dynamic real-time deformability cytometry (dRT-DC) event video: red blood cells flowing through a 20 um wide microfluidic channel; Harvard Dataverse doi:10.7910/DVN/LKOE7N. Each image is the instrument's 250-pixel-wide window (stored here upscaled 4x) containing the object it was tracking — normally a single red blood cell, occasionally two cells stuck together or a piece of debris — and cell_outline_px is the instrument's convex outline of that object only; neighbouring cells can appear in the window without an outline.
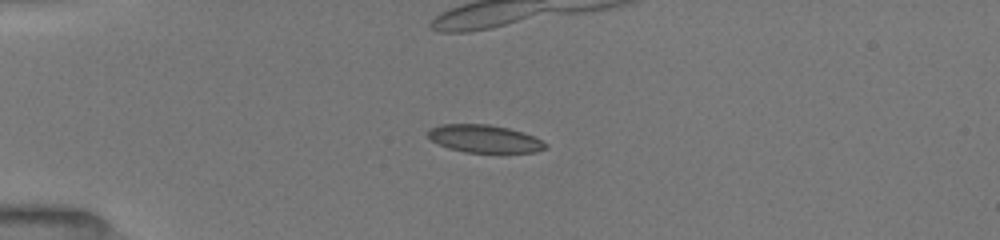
{"species": "common noctule bat (a hibernating species)", "species_latin": "Nyctalus noctula", "temperature_condition": "room temperature", "stored_images_in_passage": 15, "camera_frame_rate_fps": 3000, "um_per_image_px": 0.085, "animal": {"sex": "female", "body_mass_g": 19.5, "forearm_length_mm": 54.1}, "frame": {"image": 1, "passage_image": 7, "time_ms": 4.0, "image_size_px": [1000, 240], "cell_outline_px": [[548, 148], [536, 152], [464, 152], [448, 148], [432, 140], [428, 136], [428, 132], [432, 128], [440, 124], [488, 124], [508, 128], [524, 132], [548, 144]], "centroid_in_image_um": [41.21, 11.79], "position_along_channel_um": 43.8, "area_um2": 18.84}}